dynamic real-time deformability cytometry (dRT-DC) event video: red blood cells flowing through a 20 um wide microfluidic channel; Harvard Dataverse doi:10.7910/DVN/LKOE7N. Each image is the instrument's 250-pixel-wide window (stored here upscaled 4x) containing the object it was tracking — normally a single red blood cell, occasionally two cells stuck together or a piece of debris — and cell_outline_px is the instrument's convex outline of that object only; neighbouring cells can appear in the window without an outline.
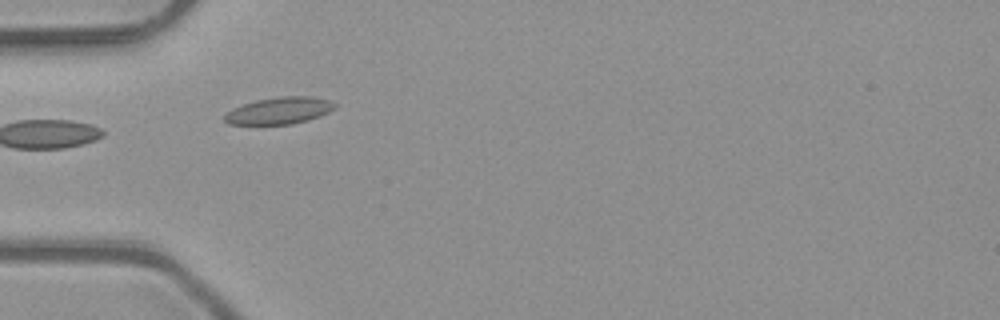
{"species": "common noctule bat (a hibernating species)", "species_latin": "Nyctalus noctula", "temperature_condition": "room temperature", "stored_images_in_passage": 3, "camera_frame_rate_fps": 3000, "um_per_image_px": 0.085, "animal": {"sex": "male", "body_mass_g": 23.1, "forearm_length_mm": 52.7}, "frame": {"image": 1, "passage_image": 1, "time_ms": 0.0, "image_size_px": [1000, 320], "cell_outline_px": [[336, 108], [320, 116], [308, 120], [292, 124], [228, 124], [224, 120], [224, 116], [232, 108], [240, 104], [256, 100], [276, 96], [312, 96], [328, 100], [336, 104]], "centroid_in_image_um": [23.73, 9.39], "position_along_channel_um": 61.3, "area_um2": 17.4}}
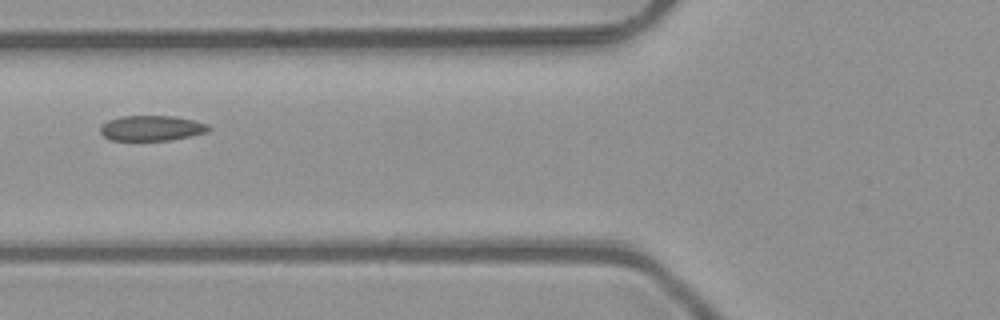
{"frame": {"image": 2, "passage_image": 2, "time_ms": 0.333, "image_size_px": [1000, 320], "cell_outline_px": [[212, 128], [208, 132], [168, 140], [108, 140], [100, 132], [100, 124], [108, 120], [120, 116], [176, 116], [208, 124]], "centroid_in_image_um": [12.86, 10.88], "position_along_channel_um": 112.9, "area_um2": 16.01}}
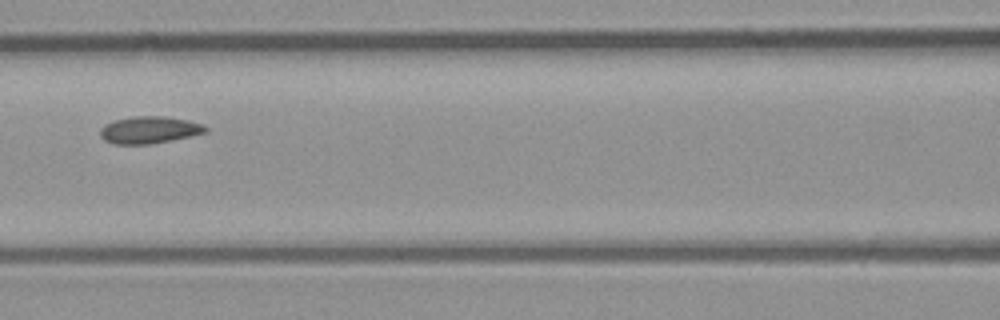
{"frame": {"image": 3, "passage_image": 3, "time_ms": 0.667, "image_size_px": [1000, 320], "cell_outline_px": [[208, 132], [172, 140], [148, 144], [112, 144], [104, 140], [100, 136], [100, 128], [104, 124], [112, 120], [132, 116], [164, 116], [188, 120], [204, 124], [208, 128]], "centroid_in_image_um": [12.67, 11.03], "position_along_channel_um": 153.9, "area_um2": 16.88}}